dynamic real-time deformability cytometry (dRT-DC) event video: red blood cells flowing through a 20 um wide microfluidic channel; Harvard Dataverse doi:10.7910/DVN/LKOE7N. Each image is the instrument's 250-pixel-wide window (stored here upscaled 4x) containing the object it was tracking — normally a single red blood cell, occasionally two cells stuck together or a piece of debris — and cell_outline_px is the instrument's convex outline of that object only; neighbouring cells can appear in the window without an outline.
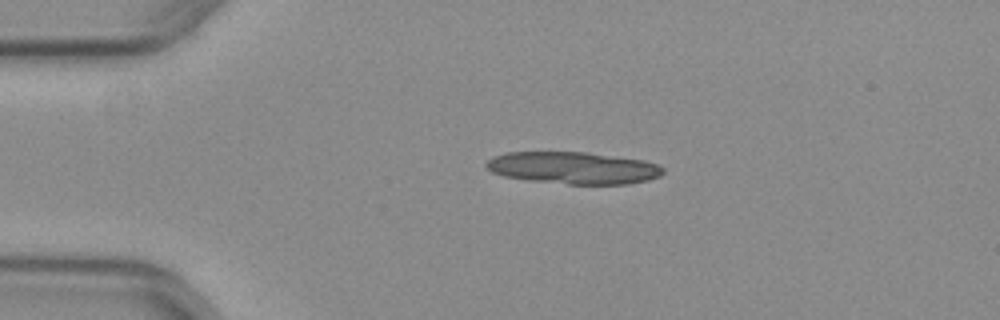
{"species": "common noctule bat (a hibernating species)", "species_latin": "Nyctalus noctula", "temperature_condition": "warm", "stored_images_in_passage": 42, "segment_of_instrument_passage": [1, 2], "camera_frame_rate_fps": 3000, "um_per_image_px": 0.085, "animal": {"sex": "female", "body_mass_g": 29.2, "forearm_length_mm": 56.3}, "frame": {"image": 1, "passage_image": 1, "time_ms": 0.0, "image_size_px": [1000, 320], "cell_outline_px": [[664, 172], [660, 176], [648, 180], [628, 184], [568, 184], [528, 180], [504, 176], [492, 172], [484, 164], [492, 156], [508, 152], [584, 152], [644, 160], [656, 164], [664, 168]], "centroid_in_image_um": [48.73, 14.27], "position_along_channel_um": 36.3, "area_um2": 33.0}}